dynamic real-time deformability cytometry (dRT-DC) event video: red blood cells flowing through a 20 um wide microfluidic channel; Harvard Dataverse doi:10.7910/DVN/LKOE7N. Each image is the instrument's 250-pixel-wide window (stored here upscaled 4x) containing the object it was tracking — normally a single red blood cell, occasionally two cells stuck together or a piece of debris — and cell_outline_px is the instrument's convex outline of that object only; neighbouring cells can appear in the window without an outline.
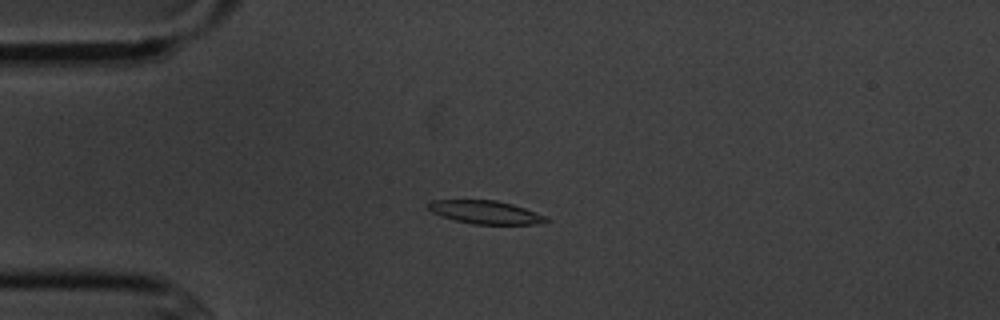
{"species": "common noctule bat (a hibernating species)", "species_latin": "Nyctalus noctula", "temperature_condition": "cold", "stored_images_in_passage": 10, "camera_frame_rate_fps": 3000, "um_per_image_px": 0.085, "animal": {"sex": "male", "body_mass_g": 20.1, "forearm_length_mm": 53.5}, "frame": {"image": 1, "passage_image": 4, "time_ms": 4.333, "image_size_px": [1000, 320], "cell_outline_px": [[552, 220], [536, 224], [472, 224], [440, 216], [432, 212], [424, 204], [432, 200], [496, 200], [512, 204], [548, 216]], "centroid_in_image_um": [41.26, 18.04], "position_along_channel_um": 43.7, "area_um2": 16.07}}
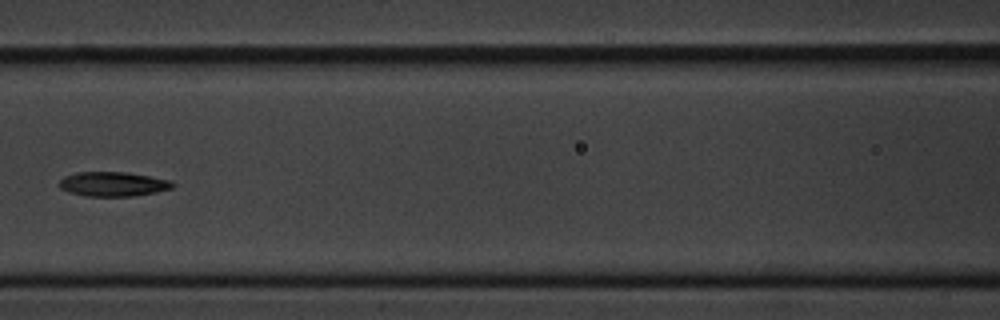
{"frame": {"image": 2, "passage_image": 7, "time_ms": 8.0, "image_size_px": [1000, 320], "cell_outline_px": [[176, 184], [172, 188], [156, 192], [132, 196], [84, 196], [68, 192], [60, 188], [56, 184], [64, 176], [76, 172], [128, 172], [168, 180]], "centroid_in_image_um": [9.55, 15.64], "position_along_channel_um": 157.1, "area_um2": 16.24}}
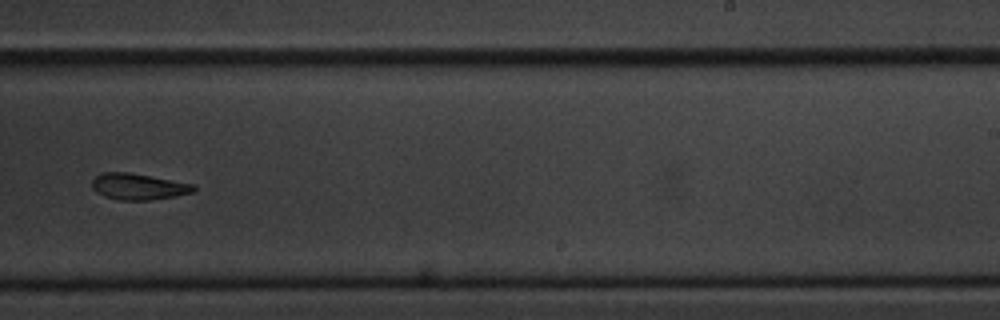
{"frame": {"image": 3, "passage_image": 10, "time_ms": 11.333, "image_size_px": [1000, 320], "cell_outline_px": [[196, 188], [192, 192], [176, 196], [148, 200], [116, 200], [104, 196], [96, 192], [92, 188], [92, 180], [96, 176], [104, 172], [128, 172], [196, 184]], "centroid_in_image_um": [11.76, 15.86], "position_along_channel_um": 277.2, "area_um2": 15.61}}